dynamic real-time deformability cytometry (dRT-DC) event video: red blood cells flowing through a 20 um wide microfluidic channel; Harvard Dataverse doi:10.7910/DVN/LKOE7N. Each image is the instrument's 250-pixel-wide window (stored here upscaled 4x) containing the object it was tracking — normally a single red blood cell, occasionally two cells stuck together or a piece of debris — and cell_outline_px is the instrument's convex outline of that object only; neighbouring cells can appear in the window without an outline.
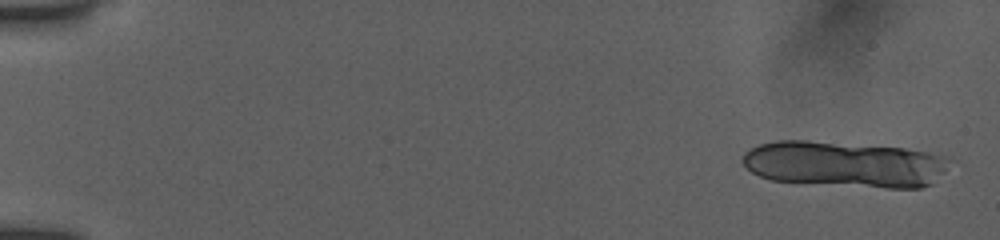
{"species": "human", "species_latin": "Homo sapiens", "temperature_condition": "room temperature", "stored_images_in_passage": 10, "segment_of_instrument_passage": [1, 2], "camera_frame_rate_fps": 3000, "um_per_image_px": 0.085, "donor": {"sex": "female"}, "frame": {"image": 1, "passage_image": 1, "time_ms": 0.0, "image_size_px": [1000, 240], "cell_outline_px": [[952, 160], [932, 184], [920, 188], [888, 188], [772, 180], [760, 176], [752, 172], [744, 164], [744, 152], [760, 144], [776, 140], [808, 140], [904, 148], [928, 152], [948, 156]], "centroid_in_image_um": [71.83, 13.94], "position_along_channel_um": 13.2, "area_um2": 55.26}}